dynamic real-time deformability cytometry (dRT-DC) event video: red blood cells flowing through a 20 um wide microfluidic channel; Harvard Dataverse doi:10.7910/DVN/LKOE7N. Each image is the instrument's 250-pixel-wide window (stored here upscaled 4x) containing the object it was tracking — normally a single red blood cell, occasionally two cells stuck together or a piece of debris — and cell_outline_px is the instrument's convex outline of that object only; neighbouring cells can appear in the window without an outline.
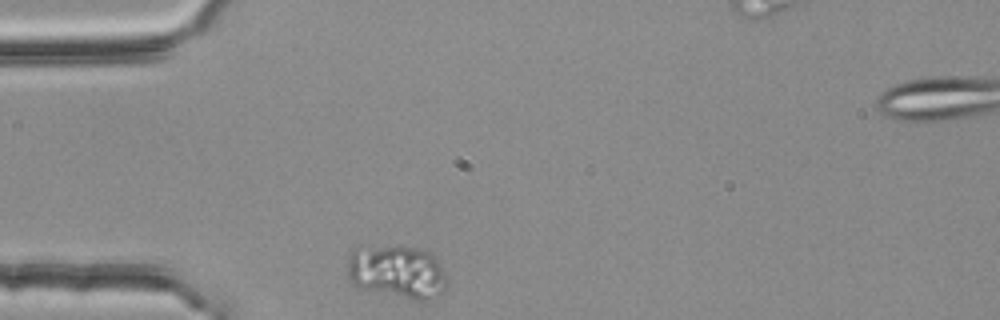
{"species": "common noctule bat (a hibernating species)", "species_latin": "Nyctalus noctula", "temperature_condition": "room temperature", "stored_images_in_passage": 32, "camera_frame_rate_fps": 3000, "um_per_image_px": 0.085, "animal": {"sex": "female", "body_mass_g": 25.1}, "frame": {"image": 1, "passage_image": 1, "time_ms": 0.0, "image_size_px": [1000, 320], "cell_outline_px": [[448, 284], [444, 292], [424, 300], [412, 300], [360, 288], [352, 284], [348, 276], [348, 260], [352, 248], [360, 244], [416, 248], [428, 252], [440, 264], [448, 276]], "centroid_in_image_um": [33.73, 23.09], "position_along_channel_um": 51.3, "area_um2": 31.44}}
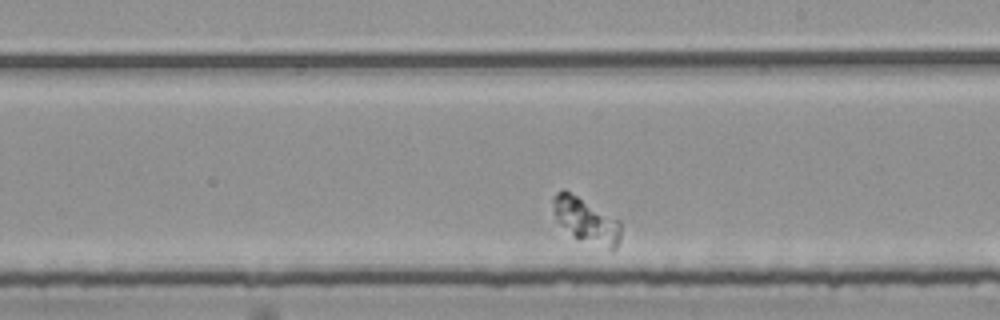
{"frame": {"image": 2, "passage_image": 19, "time_ms": 6.0, "image_size_px": [1000, 320], "cell_outline_px": [[620, 240], [616, 248], [612, 252], [576, 236], [560, 224], [556, 220], [552, 200], [556, 192], [564, 188], [620, 220]], "centroid_in_image_um": [49.85, 18.72], "position_along_channel_um": 239.1, "area_um2": 17.63}}
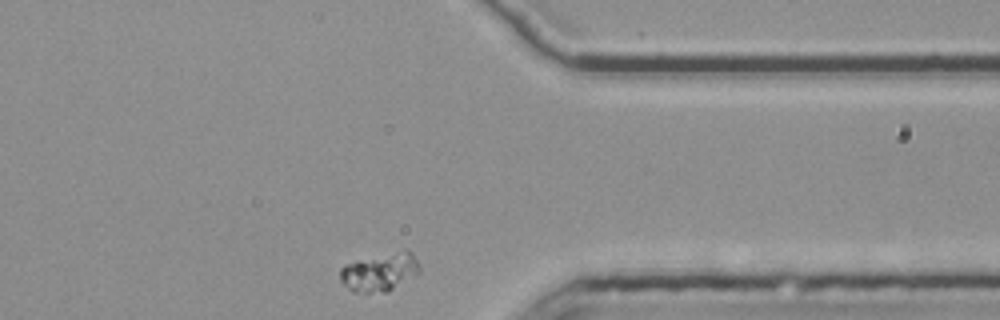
{"frame": {"image": 3, "passage_image": 32, "time_ms": 10.333, "image_size_px": [1000, 320], "cell_outline_px": [[420, 272], [416, 276], [388, 292], [352, 292], [340, 280], [340, 268], [344, 264], [404, 248], [408, 248], [412, 252], [420, 268]], "centroid_in_image_um": [32.32, 23.11], "position_along_channel_um": 379.1, "area_um2": 18.03}}